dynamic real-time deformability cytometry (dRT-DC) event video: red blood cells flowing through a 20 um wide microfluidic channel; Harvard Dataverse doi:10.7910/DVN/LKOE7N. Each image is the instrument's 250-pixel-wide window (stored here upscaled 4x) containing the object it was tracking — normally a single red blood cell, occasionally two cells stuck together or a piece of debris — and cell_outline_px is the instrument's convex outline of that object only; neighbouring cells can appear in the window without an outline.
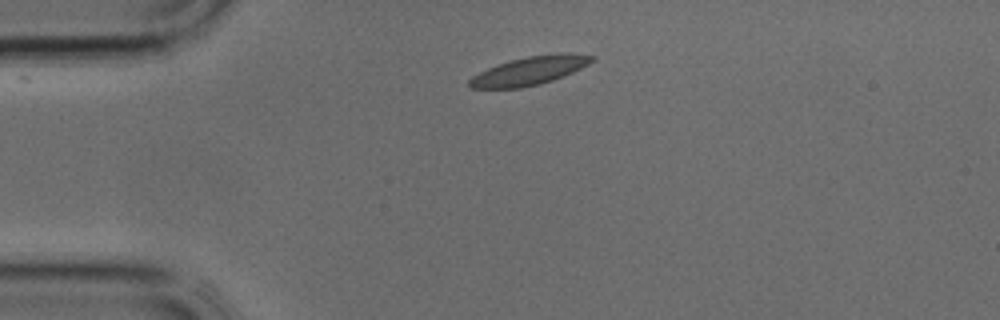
{"species": "common noctule bat (a hibernating species)", "species_latin": "Nyctalus noctula", "temperature_condition": "cold", "stored_images_in_passage": 31, "camera_frame_rate_fps": 3000, "um_per_image_px": 0.085, "animal": {"sex": "male", "body_mass_g": 17.9, "forearm_length_mm": 54.2}, "frame": {"image": 1, "passage_image": 1, "time_ms": 0.0, "image_size_px": [1000, 320], "cell_outline_px": [[596, 60], [572, 72], [552, 80], [540, 84], [520, 88], [468, 88], [468, 80], [472, 76], [496, 64], [528, 56], [560, 52], [596, 56]], "centroid_in_image_um": [45.0, 6.01], "position_along_channel_um": 40.0, "area_um2": 20.23}}
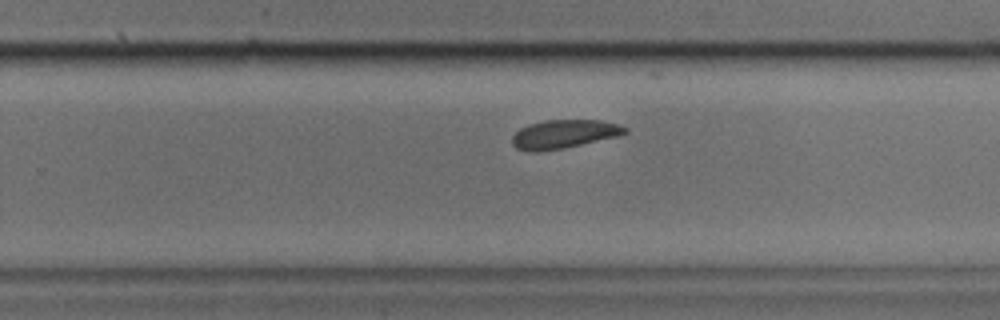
{"frame": {"image": 2, "passage_image": 17, "time_ms": 5.333, "image_size_px": [1000, 320], "cell_outline_px": [[628, 132], [620, 136], [564, 148], [540, 152], [528, 152], [516, 148], [512, 144], [512, 136], [520, 128], [528, 124], [544, 120], [600, 120], [616, 124], [628, 128]], "centroid_in_image_um": [47.92, 11.41], "position_along_channel_um": 281.9, "area_um2": 19.02}}
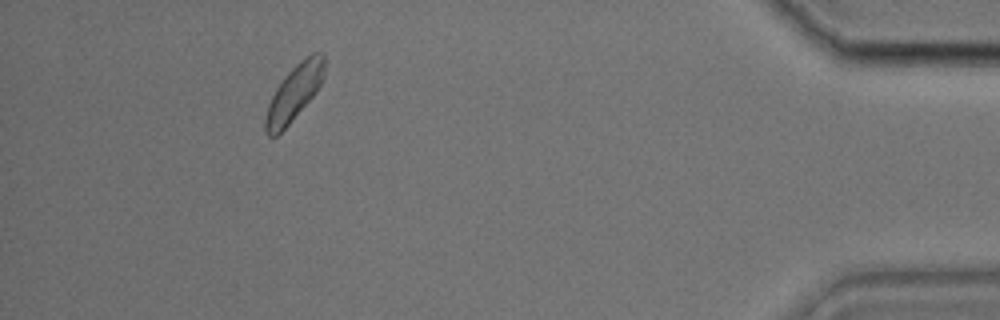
{"frame": {"image": 3, "passage_image": 28, "time_ms": 9.0, "image_size_px": [1000, 320], "cell_outline_px": [[324, 76], [316, 92], [288, 124], [276, 136], [268, 136], [264, 132], [264, 120], [268, 104], [276, 88], [284, 76], [304, 56], [312, 52], [324, 52]], "centroid_in_image_um": [24.99, 7.86], "position_along_channel_um": 410.2, "area_um2": 19.02}}